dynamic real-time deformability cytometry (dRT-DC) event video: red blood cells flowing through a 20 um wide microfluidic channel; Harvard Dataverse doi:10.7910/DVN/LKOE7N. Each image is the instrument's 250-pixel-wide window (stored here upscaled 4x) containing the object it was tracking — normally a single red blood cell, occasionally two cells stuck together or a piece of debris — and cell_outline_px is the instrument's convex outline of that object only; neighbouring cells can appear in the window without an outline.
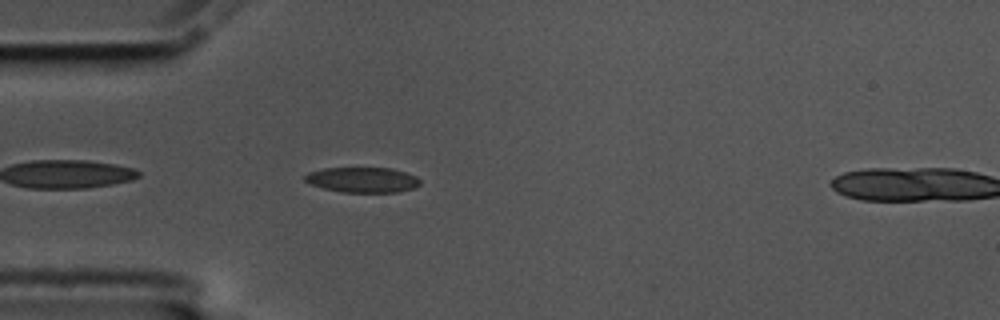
{"species": "common noctule bat (a hibernating species)", "species_latin": "Nyctalus noctula", "temperature_condition": "cold", "stored_images_in_passage": 4, "camera_frame_rate_fps": 3000, "um_per_image_px": 0.085, "animal": {"sex": "male", "body_mass_g": 17.5, "forearm_length_mm": 52.3}, "frame": {"image": 1, "passage_image": 3, "time_ms": 0.667, "image_size_px": [1000, 320], "cell_outline_px": [[420, 184], [412, 188], [396, 192], [340, 192], [324, 188], [312, 184], [304, 180], [304, 176], [308, 172], [324, 168], [392, 168], [416, 176], [420, 180]], "centroid_in_image_um": [30.8, 15.28], "position_along_channel_um": 54.2, "area_um2": 16.82}}